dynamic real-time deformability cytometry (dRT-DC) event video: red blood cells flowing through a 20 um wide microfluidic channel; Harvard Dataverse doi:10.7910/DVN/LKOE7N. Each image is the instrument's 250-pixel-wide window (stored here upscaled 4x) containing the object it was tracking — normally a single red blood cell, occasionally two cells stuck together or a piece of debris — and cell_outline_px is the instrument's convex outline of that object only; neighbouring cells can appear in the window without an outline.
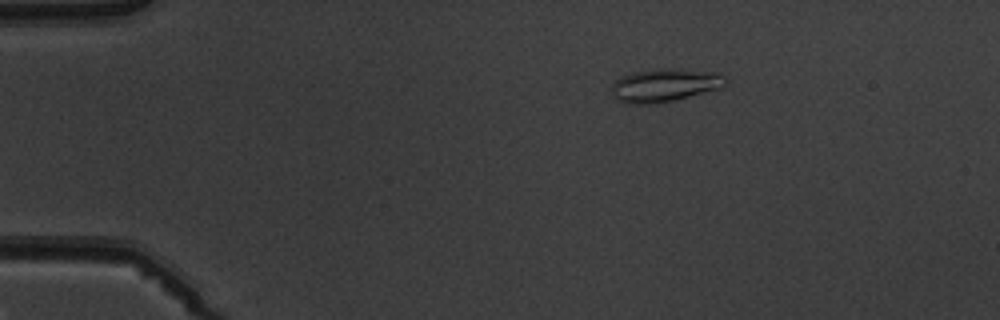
{"species": "common noctule bat (a hibernating species)", "species_latin": "Nyctalus noctula", "temperature_condition": "warm", "stored_images_in_passage": 5, "camera_frame_rate_fps": 3000, "um_per_image_px": 0.085, "animal": {"sex": "male", "body_mass_g": 19.5, "forearm_length_mm": 54.6}, "frame": {"image": 1, "passage_image": 3, "time_ms": 2.333, "image_size_px": [1000, 320], "cell_outline_px": [[728, 84], [720, 88], [656, 104], [624, 104], [616, 100], [612, 96], [612, 84], [616, 80], [632, 72], [660, 68], [672, 68], [716, 72], [724, 76], [728, 80]], "centroid_in_image_um": [56.48, 7.24], "position_along_channel_um": 28.5, "area_um2": 22.14}}